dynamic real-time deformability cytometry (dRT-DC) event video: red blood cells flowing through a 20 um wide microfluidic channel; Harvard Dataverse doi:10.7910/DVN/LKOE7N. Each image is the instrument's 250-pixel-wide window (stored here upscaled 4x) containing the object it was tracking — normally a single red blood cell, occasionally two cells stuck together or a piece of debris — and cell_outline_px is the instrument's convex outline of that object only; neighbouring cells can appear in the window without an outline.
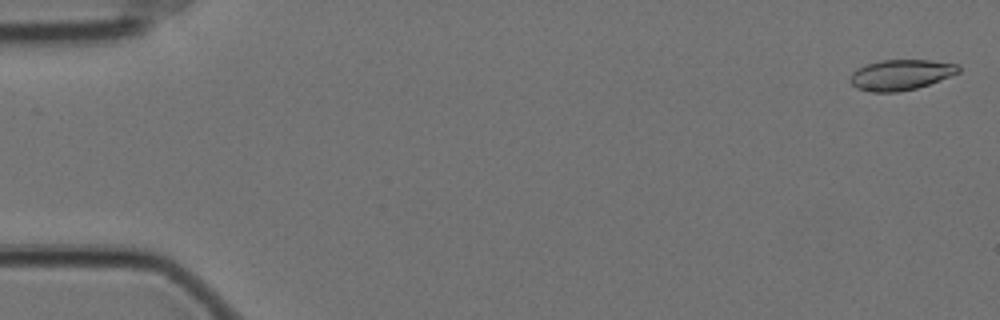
{"species": "Egyptian fruit bat (a non-hibernating species)", "species_latin": "Rousettus aegyptiacus", "temperature_condition": "cold", "stored_images_in_passage": 58, "camera_frame_rate_fps": 3000, "um_per_image_px": 0.085, "animal": {"sex": "female"}, "frame": {"image": 1, "passage_image": 2, "time_ms": 0.333, "image_size_px": [1000, 320], "cell_outline_px": [[960, 72], [928, 84], [916, 88], [896, 92], [872, 92], [856, 88], [848, 80], [852, 72], [856, 68], [880, 60], [928, 60], [956, 64], [960, 68]], "centroid_in_image_um": [76.51, 6.36], "position_along_channel_um": 8.5, "area_um2": 19.13}}
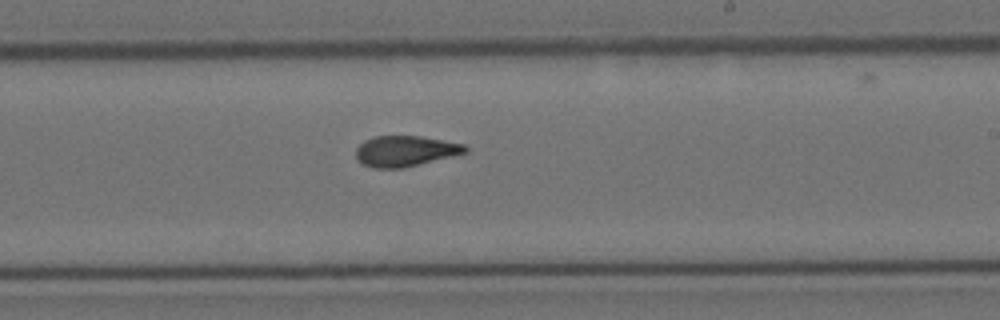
{"frame": {"image": 2, "passage_image": 35, "time_ms": 11.333, "image_size_px": [1000, 320], "cell_outline_px": [[468, 152], [404, 168], [372, 168], [364, 164], [356, 156], [356, 148], [364, 140], [376, 136], [420, 136], [464, 144], [468, 148]], "centroid_in_image_um": [34.45, 12.84], "position_along_channel_um": 254.5, "area_um2": 19.42}}
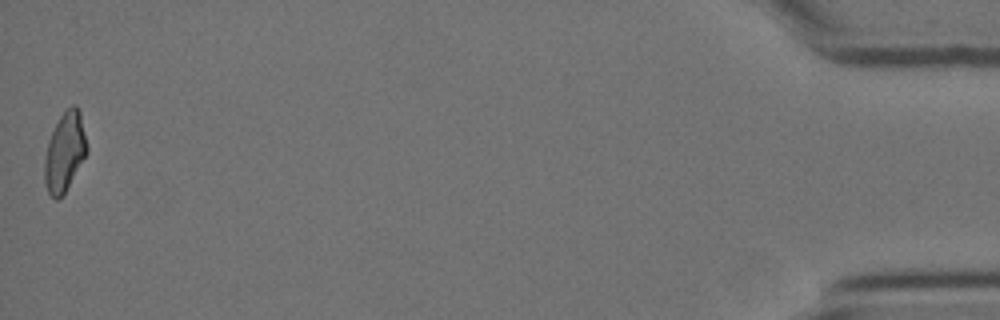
{"frame": {"image": 3, "passage_image": 58, "time_ms": 19.0, "image_size_px": [1000, 320], "cell_outline_px": [[88, 152], [64, 192], [56, 200], [48, 192], [44, 180], [44, 160], [48, 140], [60, 116], [72, 104], [76, 104], [80, 112], [88, 148]], "centroid_in_image_um": [5.5, 12.89], "position_along_channel_um": 429.7, "area_um2": 19.25}, "authors_computed_cell_mechanics": {"area_um2": 19.5075, "velocity_mm_per_s": 3.5158, "shape_relaxation_time_tau1_ms": 7.1256, "shape_relaxation_time_tau2_ms": 2.5677, "deformation_change_tau1": 0.1674, "deformation_change_tau2": 0.0854}}